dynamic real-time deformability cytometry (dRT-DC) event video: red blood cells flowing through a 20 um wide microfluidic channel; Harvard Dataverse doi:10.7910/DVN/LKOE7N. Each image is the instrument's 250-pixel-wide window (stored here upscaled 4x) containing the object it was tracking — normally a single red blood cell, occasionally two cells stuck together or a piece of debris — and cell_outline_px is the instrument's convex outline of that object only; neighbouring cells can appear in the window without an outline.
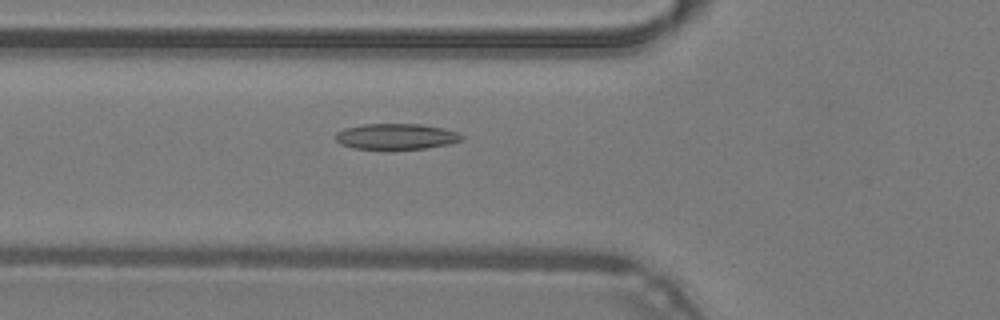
{"species": "common noctule bat (a hibernating species)", "species_latin": "Nyctalus noctula", "temperature_condition": "warm", "stored_images_in_passage": 49, "camera_frame_rate_fps": 3000, "um_per_image_px": 0.085, "animal": {"sex": "male", "body_mass_g": 19.2, "forearm_length_mm": 51.8}, "frame": {"image": 1, "passage_image": 18, "time_ms": 5.667, "image_size_px": [1000, 320], "cell_outline_px": [[464, 136], [460, 140], [448, 144], [424, 148], [392, 152], [388, 152], [352, 148], [340, 144], [336, 140], [336, 132], [344, 128], [364, 124], [420, 124], [444, 128], [456, 132]], "centroid_in_image_um": [33.61, 11.64], "position_along_channel_um": 92.2, "area_um2": 19.71}}
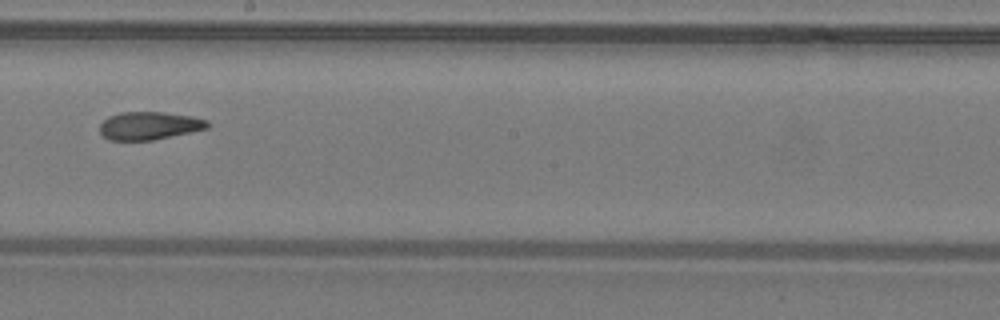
{"frame": {"image": 2, "passage_image": 28, "time_ms": 9.0, "image_size_px": [1000, 320], "cell_outline_px": [[212, 124], [208, 128], [152, 140], [108, 140], [100, 132], [100, 124], [108, 116], [120, 112], [164, 112], [192, 116], [208, 120]], "centroid_in_image_um": [12.7, 10.67], "position_along_channel_um": 235.5, "area_um2": 17.57}}
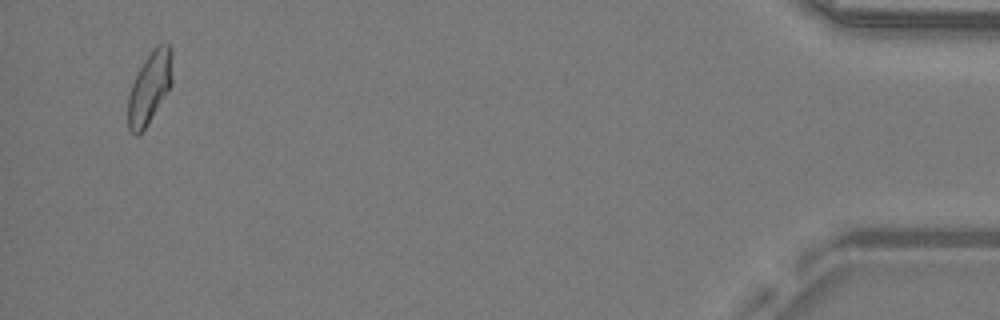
{"frame": {"image": 3, "passage_image": 47, "time_ms": 15.333, "image_size_px": [1000, 320], "cell_outline_px": [[172, 84], [148, 124], [136, 136], [128, 128], [128, 96], [132, 84], [144, 60], [152, 48], [156, 44], [168, 44], [172, 56]], "centroid_in_image_um": [12.72, 7.43], "position_along_channel_um": 422.5, "area_um2": 18.38}, "authors_computed_cell_mechanics": {"area_um2": 18.3804, "velocity_mm_per_s": 4.2934, "shape_relaxation_time_tau1_ms": null, "shape_relaxation_time_tau2_ms": 2.939, "deformation_change_tau1": null, "deformation_change_tau2": 0.0928}}